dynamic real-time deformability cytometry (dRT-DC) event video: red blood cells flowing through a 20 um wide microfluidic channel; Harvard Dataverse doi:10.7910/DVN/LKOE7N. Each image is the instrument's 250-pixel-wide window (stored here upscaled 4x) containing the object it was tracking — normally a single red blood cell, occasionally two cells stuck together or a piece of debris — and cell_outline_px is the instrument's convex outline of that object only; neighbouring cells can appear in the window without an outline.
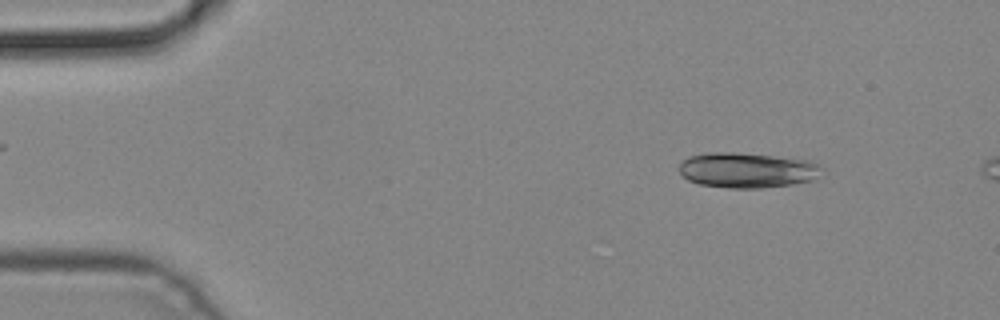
{"species": "common noctule bat (a hibernating species)", "species_latin": "Nyctalus noctula", "temperature_condition": "cold", "stored_images_in_passage": 2, "camera_frame_rate_fps": 3000, "um_per_image_px": 0.085, "animal": {"sex": "male", "body_mass_g": 19.2, "forearm_length_mm": 51.8}, "frame": {"image": 1, "passage_image": 1, "time_ms": 0.0, "image_size_px": [1000, 320], "cell_outline_px": [[824, 168], [812, 180], [792, 184], [764, 188], [728, 188], [700, 184], [688, 180], [676, 168], [688, 156], [708, 152], [732, 152], [772, 156], [808, 160], [820, 164]], "centroid_in_image_um": [63.48, 14.46], "position_along_channel_um": 21.5, "area_um2": 29.3}}